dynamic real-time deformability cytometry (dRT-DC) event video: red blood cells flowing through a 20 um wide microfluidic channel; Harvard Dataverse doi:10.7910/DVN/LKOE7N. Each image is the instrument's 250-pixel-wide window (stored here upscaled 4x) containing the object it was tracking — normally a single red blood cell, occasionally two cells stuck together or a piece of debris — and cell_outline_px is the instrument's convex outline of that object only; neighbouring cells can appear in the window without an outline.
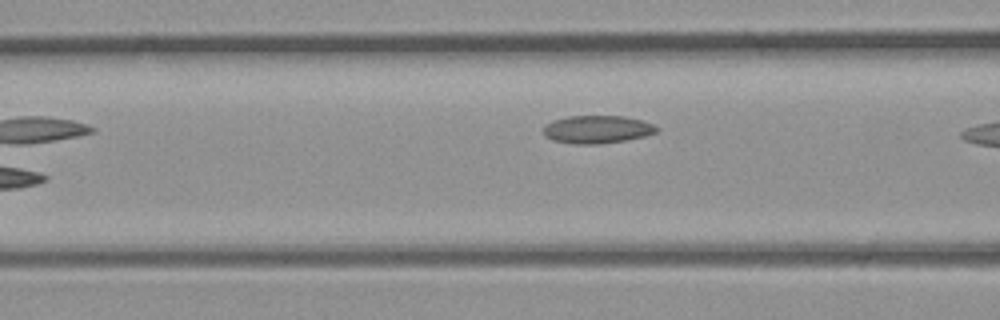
{"species": "common noctule bat (a hibernating species)", "species_latin": "Nyctalus noctula", "temperature_condition": "room temperature", "stored_images_in_passage": 6, "camera_frame_rate_fps": 3000, "um_per_image_px": 0.085, "animal": {"sex": "male", "body_mass_g": 23.1, "forearm_length_mm": 52.7}, "frame": {"image": 1, "passage_image": 5, "time_ms": 1.333, "image_size_px": [1000, 320], "cell_outline_px": [[660, 128], [656, 132], [644, 136], [624, 140], [600, 144], [572, 144], [552, 140], [544, 136], [544, 128], [548, 124], [556, 120], [568, 116], [624, 116], [640, 120], [652, 124]], "centroid_in_image_um": [50.76, 11.01], "position_along_channel_um": 115.8, "area_um2": 18.21}}